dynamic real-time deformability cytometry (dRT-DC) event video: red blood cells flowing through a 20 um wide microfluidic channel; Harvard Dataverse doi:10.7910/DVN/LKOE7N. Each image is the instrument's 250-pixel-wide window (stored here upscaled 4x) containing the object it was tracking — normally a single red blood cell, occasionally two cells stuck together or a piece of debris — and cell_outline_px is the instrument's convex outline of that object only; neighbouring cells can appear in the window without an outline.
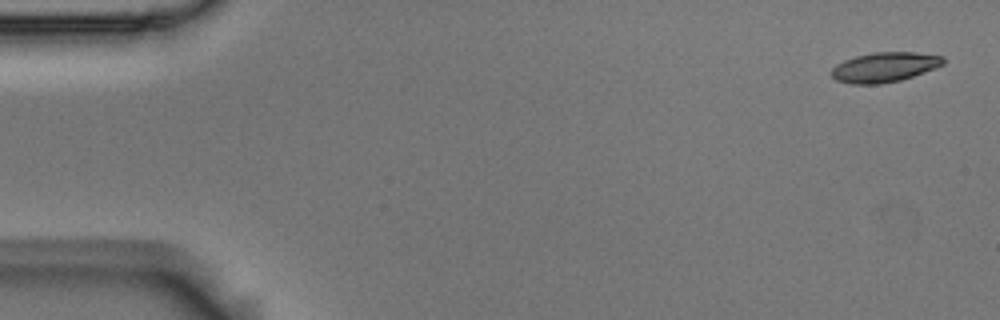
{"species": "Egyptian fruit bat (a non-hibernating species)", "species_latin": "Rousettus aegyptiacus", "temperature_condition": "room temperature", "stored_images_in_passage": 5, "camera_frame_rate_fps": 3000, "um_per_image_px": 0.085, "animal": {"sex": "male"}, "frame": {"image": 1, "passage_image": 1, "time_ms": 0.0, "image_size_px": [1000, 320], "cell_outline_px": [[944, 64], [936, 68], [900, 80], [880, 84], [848, 84], [836, 80], [832, 76], [832, 68], [836, 64], [844, 60], [856, 56], [872, 52], [916, 52], [944, 56]], "centroid_in_image_um": [75.18, 5.7], "position_along_channel_um": 9.8, "area_um2": 19.48}}
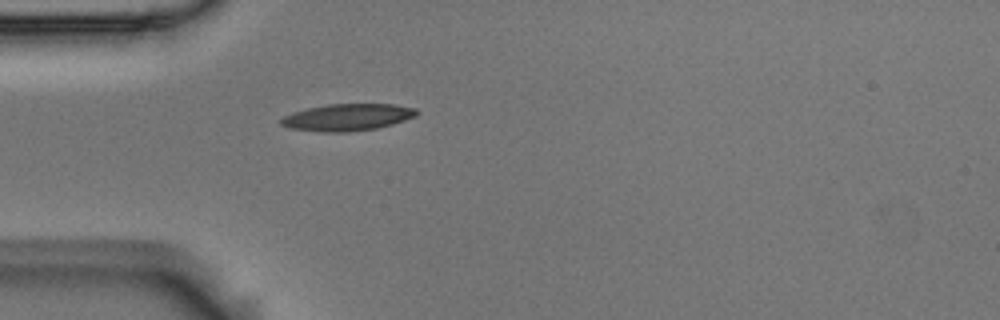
{"frame": {"image": 2, "passage_image": 5, "time_ms": 1.333, "image_size_px": [1000, 320], "cell_outline_px": [[420, 112], [416, 116], [392, 124], [376, 128], [348, 132], [320, 132], [292, 128], [280, 124], [280, 120], [284, 116], [292, 112], [308, 108], [328, 104], [392, 104], [416, 108]], "centroid_in_image_um": [29.55, 9.96], "position_along_channel_um": 55.5, "area_um2": 21.21}}